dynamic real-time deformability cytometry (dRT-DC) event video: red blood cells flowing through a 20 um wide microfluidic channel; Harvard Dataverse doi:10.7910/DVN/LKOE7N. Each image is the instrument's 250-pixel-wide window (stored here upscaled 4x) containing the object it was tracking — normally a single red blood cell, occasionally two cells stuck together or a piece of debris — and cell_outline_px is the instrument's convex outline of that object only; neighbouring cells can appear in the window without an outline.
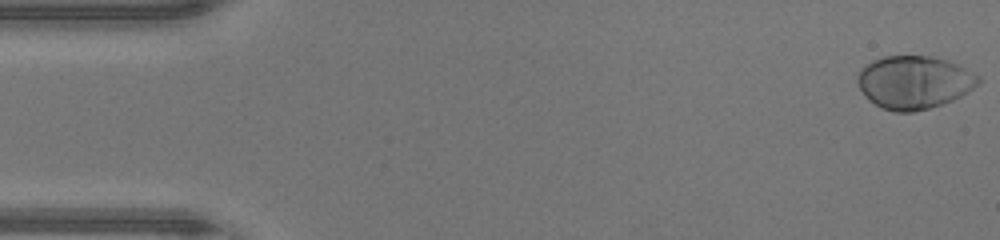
{"species": "human", "species_latin": "Homo sapiens", "temperature_condition": "warm", "stored_images_in_passage": 47, "camera_frame_rate_fps": 3000, "um_per_image_px": 0.085, "donor": {"sex": "male"}, "frame": {"image": 1, "passage_image": 1, "time_ms": 0.0, "image_size_px": [1000, 240], "cell_outline_px": [[980, 84], [968, 92], [952, 100], [928, 108], [912, 112], [896, 112], [884, 108], [868, 100], [864, 96], [856, 80], [856, 76], [868, 64], [884, 56], [928, 56], [948, 60], [980, 76]], "centroid_in_image_um": [77.71, 7.0], "position_along_channel_um": 7.3, "area_um2": 36.99}}
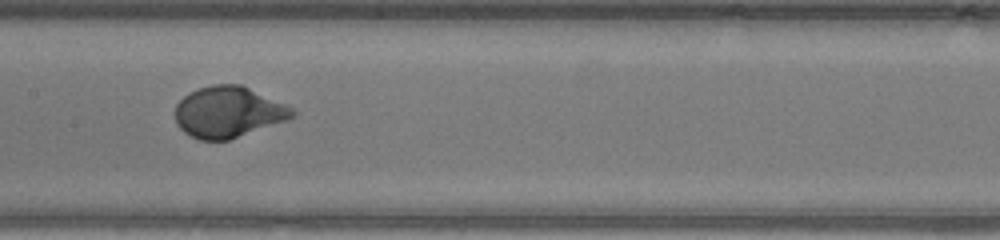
{"frame": {"image": 2, "passage_image": 23, "time_ms": 7.333, "image_size_px": [1000, 240], "cell_outline_px": [[296, 116], [288, 120], [228, 140], [200, 140], [188, 136], [176, 124], [176, 104], [184, 96], [200, 88], [212, 84], [240, 84], [284, 104], [292, 108], [296, 112]], "centroid_in_image_um": [19.4, 9.54], "position_along_channel_um": 188.0, "area_um2": 34.68}}
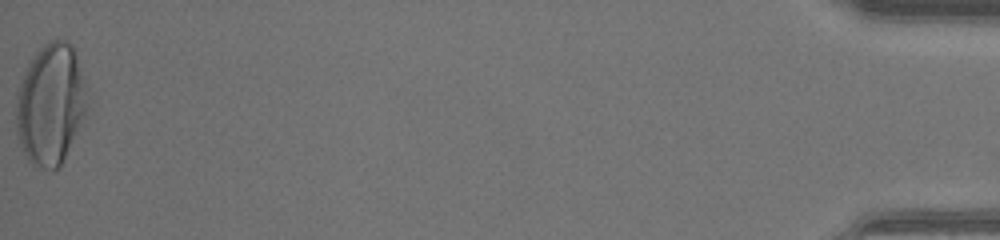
{"frame": {"image": 3, "passage_image": 47, "time_ms": 15.333, "image_size_px": [1000, 240], "cell_outline_px": [[88, 108], [60, 168], [52, 172], [32, 164], [28, 160], [20, 144], [16, 132], [16, 92], [28, 64], [40, 48], [44, 44], [52, 40], [68, 40], [72, 44], [76, 52], [84, 80]], "centroid_in_image_um": [4.3, 8.88], "position_along_channel_um": 430.9, "area_um2": 50.34}, "authors_computed_cell_mechanics": {"area_um2": 35.3736, "velocity_mm_per_s": 4.4105, "shape_relaxation_time_tau1_ms": 2.3029, "shape_relaxation_time_tau2_ms": null, "deformation_change_tau1": 0.1935, "deformation_change_tau2": null}}